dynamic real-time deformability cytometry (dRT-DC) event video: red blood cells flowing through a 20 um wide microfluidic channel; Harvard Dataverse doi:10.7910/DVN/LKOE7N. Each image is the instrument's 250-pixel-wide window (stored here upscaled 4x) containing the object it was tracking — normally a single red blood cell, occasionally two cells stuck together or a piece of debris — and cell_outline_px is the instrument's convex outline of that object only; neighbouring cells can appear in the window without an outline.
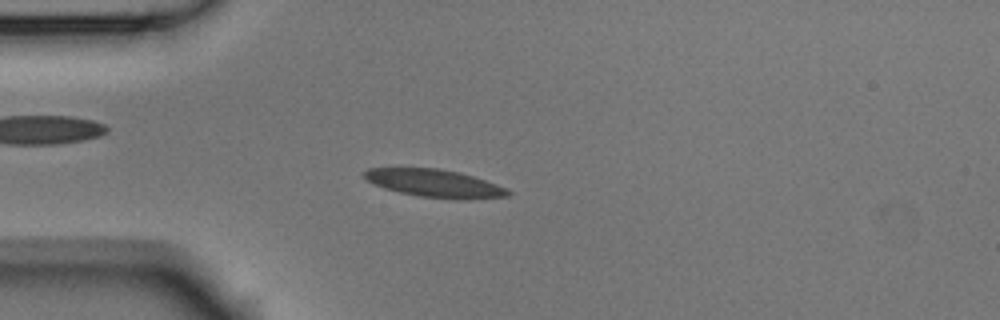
{"species": "Egyptian fruit bat (a non-hibernating species)", "species_latin": "Rousettus aegyptiacus", "temperature_condition": "room temperature", "stored_images_in_passage": 3, "camera_frame_rate_fps": 3000, "um_per_image_px": 0.085, "animal": {"sex": "male"}, "frame": {"image": 1, "passage_image": 3, "time_ms": 0.667, "image_size_px": [1000, 320], "cell_outline_px": [[512, 192], [508, 196], [472, 200], [456, 200], [420, 196], [400, 192], [384, 188], [372, 184], [360, 172], [368, 168], [440, 168], [460, 172], [508, 188]], "centroid_in_image_um": [36.96, 15.59], "position_along_channel_um": 48.0, "area_um2": 23.58}}